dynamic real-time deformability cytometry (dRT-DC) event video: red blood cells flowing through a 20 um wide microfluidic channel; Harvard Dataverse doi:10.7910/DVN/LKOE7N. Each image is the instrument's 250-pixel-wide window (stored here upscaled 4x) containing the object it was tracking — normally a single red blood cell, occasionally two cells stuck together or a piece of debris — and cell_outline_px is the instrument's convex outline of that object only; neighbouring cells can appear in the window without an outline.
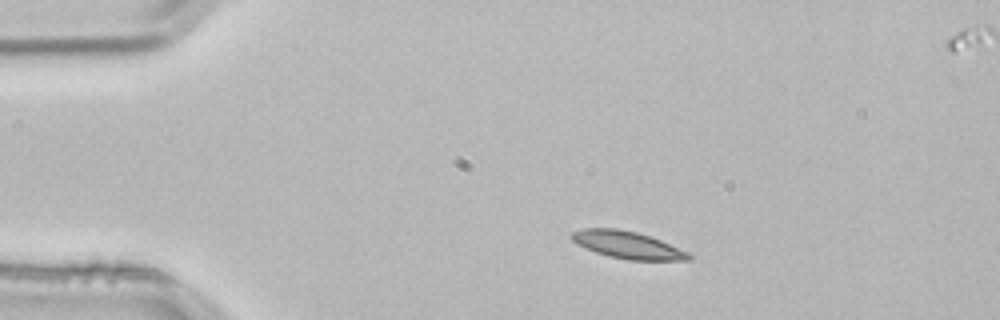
{"species": "common noctule bat (a hibernating species)", "species_latin": "Nyctalus noctula", "temperature_condition": "room temperature", "stored_images_in_passage": 2, "camera_frame_rate_fps": 3000, "um_per_image_px": 0.085, "animal": {"sex": "male", "body_mass_g": 21.5, "forearm_length_mm": 52.0}, "frame": {"image": 1, "passage_image": 1, "time_ms": 0.0, "image_size_px": [1000, 320], "cell_outline_px": [[692, 256], [688, 260], [628, 260], [608, 256], [596, 252], [576, 244], [572, 240], [572, 232], [584, 228], [616, 228], [636, 232], [660, 240], [688, 252]], "centroid_in_image_um": [53.32, 20.82], "position_along_channel_um": 31.7, "area_um2": 18.38}}